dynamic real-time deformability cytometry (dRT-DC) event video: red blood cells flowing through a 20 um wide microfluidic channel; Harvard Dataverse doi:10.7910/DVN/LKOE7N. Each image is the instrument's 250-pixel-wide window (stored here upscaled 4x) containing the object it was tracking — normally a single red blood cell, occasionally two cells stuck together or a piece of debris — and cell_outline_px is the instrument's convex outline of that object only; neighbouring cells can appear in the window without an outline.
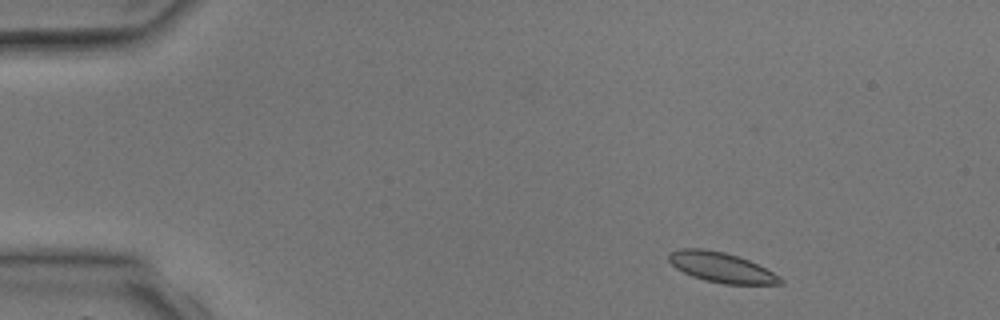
{"species": "common noctule bat (a hibernating species)", "species_latin": "Nyctalus noctula", "temperature_condition": "room temperature", "stored_images_in_passage": 3, "camera_frame_rate_fps": 3000, "um_per_image_px": 0.085, "animal": {"sex": "male", "body_mass_g": 17.9, "forearm_length_mm": 54.2}, "frame": {"image": 1, "passage_image": 1, "time_ms": 0.0, "image_size_px": [1000, 320], "cell_outline_px": [[784, 284], [724, 284], [704, 280], [692, 276], [676, 268], [668, 260], [668, 256], [672, 252], [684, 248], [704, 248], [724, 252], [748, 260], [780, 276], [784, 280]], "centroid_in_image_um": [61.32, 22.73], "position_along_channel_um": 23.7, "area_um2": 19.31}}
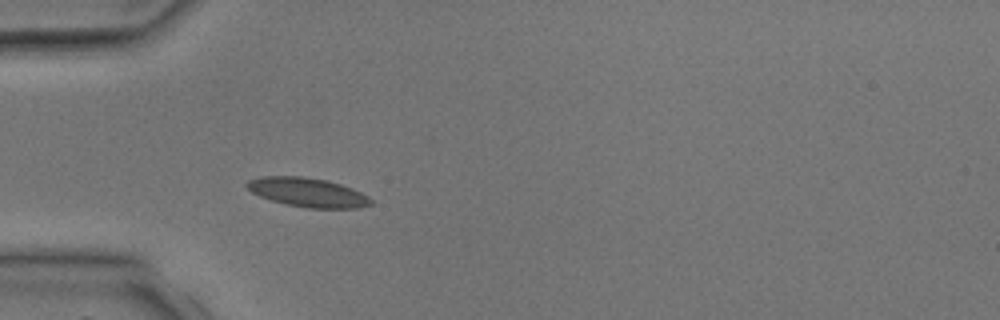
{"frame": {"image": 2, "passage_image": 3, "time_ms": 2.333, "image_size_px": [1000, 320], "cell_outline_px": [[372, 204], [356, 208], [308, 208], [288, 204], [272, 200], [260, 196], [252, 192], [244, 184], [248, 180], [260, 176], [304, 176], [328, 180], [352, 188], [368, 196], [372, 200]], "centroid_in_image_um": [26.14, 16.33], "position_along_channel_um": 58.9, "area_um2": 20.98}}